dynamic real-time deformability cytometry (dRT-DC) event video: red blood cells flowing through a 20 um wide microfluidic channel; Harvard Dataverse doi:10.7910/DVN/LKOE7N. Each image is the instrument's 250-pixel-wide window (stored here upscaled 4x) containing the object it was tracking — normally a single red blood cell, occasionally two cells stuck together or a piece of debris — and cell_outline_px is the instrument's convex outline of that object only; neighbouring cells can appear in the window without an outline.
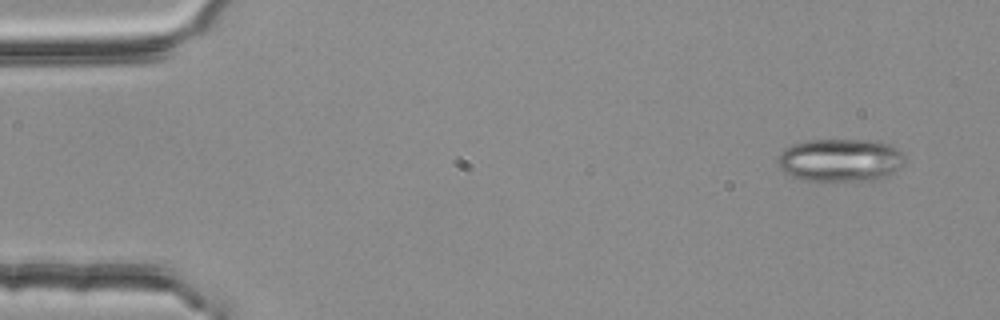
{"species": "common noctule bat (a hibernating species)", "species_latin": "Nyctalus noctula", "temperature_condition": "room temperature", "stored_images_in_passage": 3, "camera_frame_rate_fps": 3000, "um_per_image_px": 0.085, "animal": {"sex": "female", "body_mass_g": 25.1}, "frame": {"image": 1, "passage_image": 1, "time_ms": 0.0, "image_size_px": [1000, 320], "cell_outline_px": [[904, 160], [888, 176], [880, 180], [800, 180], [788, 176], [780, 168], [776, 160], [780, 152], [784, 148], [792, 144], [804, 140], [872, 140], [888, 144], [904, 152]], "centroid_in_image_um": [71.36, 13.6], "position_along_channel_um": 13.6, "area_um2": 31.96}}